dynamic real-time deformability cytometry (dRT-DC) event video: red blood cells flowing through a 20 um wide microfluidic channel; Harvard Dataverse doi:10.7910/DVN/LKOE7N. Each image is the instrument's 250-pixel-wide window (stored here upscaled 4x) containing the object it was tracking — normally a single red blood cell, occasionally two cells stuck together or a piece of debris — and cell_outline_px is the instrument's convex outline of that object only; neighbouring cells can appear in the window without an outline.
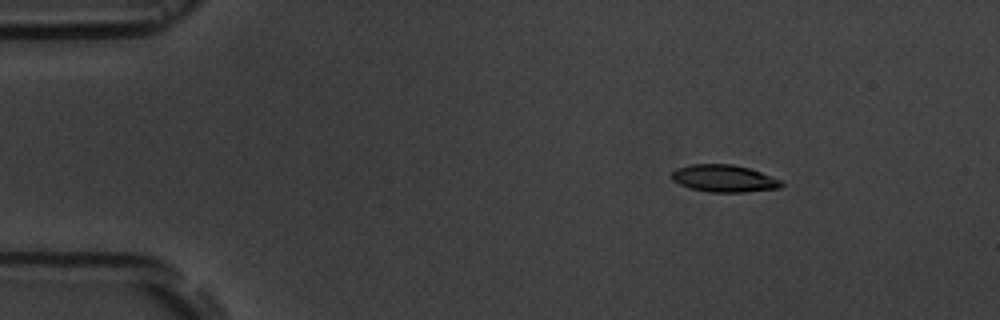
{"species": "common noctule bat (a hibernating species)", "species_latin": "Nyctalus noctula", "temperature_condition": "room temperature", "stored_images_in_passage": 5, "camera_frame_rate_fps": 3000, "um_per_image_px": 0.085, "animal": {"sex": "male", "body_mass_g": 19.5, "forearm_length_mm": 54.6}, "frame": {"image": 1, "passage_image": 3, "time_ms": 2.333, "image_size_px": [1000, 320], "cell_outline_px": [[784, 184], [780, 188], [744, 192], [708, 192], [692, 188], [680, 184], [672, 180], [672, 172], [676, 168], [692, 164], [732, 164], [748, 168], [784, 180]], "centroid_in_image_um": [61.58, 15.17], "position_along_channel_um": 23.4, "area_um2": 17.4}}